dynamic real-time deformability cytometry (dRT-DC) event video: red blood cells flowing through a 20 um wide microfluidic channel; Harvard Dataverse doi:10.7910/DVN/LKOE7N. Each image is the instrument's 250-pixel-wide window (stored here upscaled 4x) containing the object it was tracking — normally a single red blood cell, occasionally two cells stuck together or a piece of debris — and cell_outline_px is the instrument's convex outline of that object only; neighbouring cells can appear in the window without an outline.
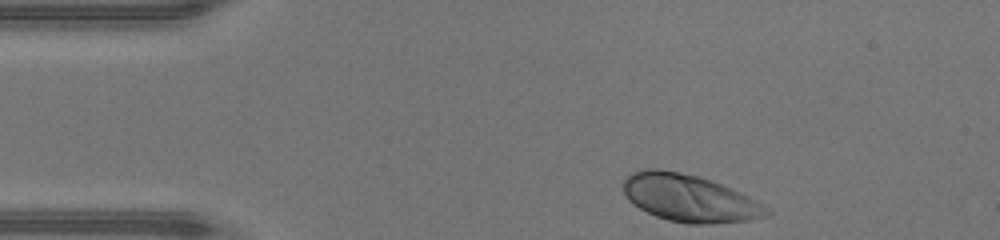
{"species": "human", "species_latin": "Homo sapiens", "temperature_condition": "warm", "stored_images_in_passage": 32, "camera_frame_rate_fps": 3000, "um_per_image_px": 0.085, "donor": {"sex": "male"}, "frame": {"image": 1, "passage_image": 1, "time_ms": 0.0, "image_size_px": [1000, 240], "cell_outline_px": [[772, 212], [768, 216], [752, 220], [708, 224], [688, 224], [668, 220], [656, 216], [632, 204], [628, 200], [624, 192], [624, 180], [632, 172], [644, 168], [656, 168], [680, 172], [712, 180], [732, 188], [764, 204]], "centroid_in_image_um": [58.63, 16.85], "position_along_channel_um": 26.4, "area_um2": 39.65}}
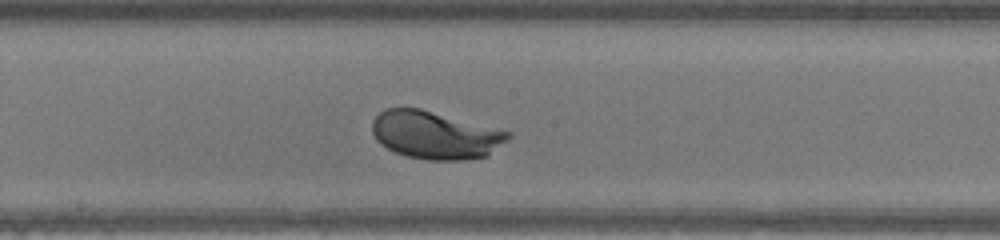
{"frame": {"image": 2, "passage_image": 18, "time_ms": 5.667, "image_size_px": [1000, 240], "cell_outline_px": [[512, 136], [508, 140], [488, 156], [464, 160], [428, 160], [408, 156], [396, 152], [380, 144], [376, 140], [372, 132], [372, 120], [380, 112], [388, 108], [420, 108], [512, 132]], "centroid_in_image_um": [37.01, 11.48], "position_along_channel_um": 211.2, "area_um2": 37.92}}
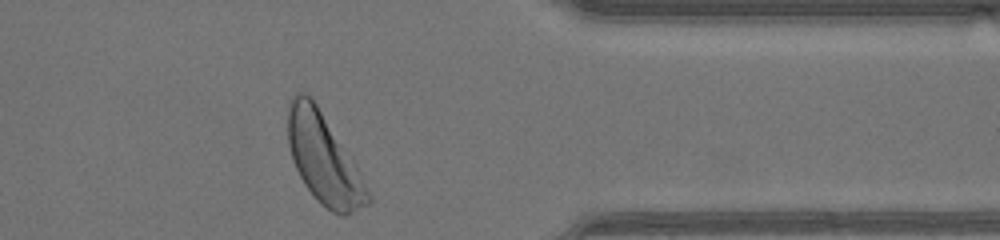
{"frame": {"image": 3, "passage_image": 31, "time_ms": 10.0, "image_size_px": [1000, 240], "cell_outline_px": [[372, 200], [368, 204], [344, 216], [340, 216], [332, 212], [316, 200], [304, 184], [292, 160], [288, 144], [288, 104], [292, 96], [296, 92], [304, 92], [312, 96], [356, 164], [372, 196]], "centroid_in_image_um": [27.52, 13.49], "position_along_channel_um": 383.9, "area_um2": 42.14}, "authors_computed_cell_mechanics": {"area_um2": 37.7434, "velocity_mm_per_s": 4.3679, "shape_relaxation_time_tau1_ms": 1.5338, "shape_relaxation_time_tau2_ms": null, "deformation_change_tau1": 0.1483, "deformation_change_tau2": null}}